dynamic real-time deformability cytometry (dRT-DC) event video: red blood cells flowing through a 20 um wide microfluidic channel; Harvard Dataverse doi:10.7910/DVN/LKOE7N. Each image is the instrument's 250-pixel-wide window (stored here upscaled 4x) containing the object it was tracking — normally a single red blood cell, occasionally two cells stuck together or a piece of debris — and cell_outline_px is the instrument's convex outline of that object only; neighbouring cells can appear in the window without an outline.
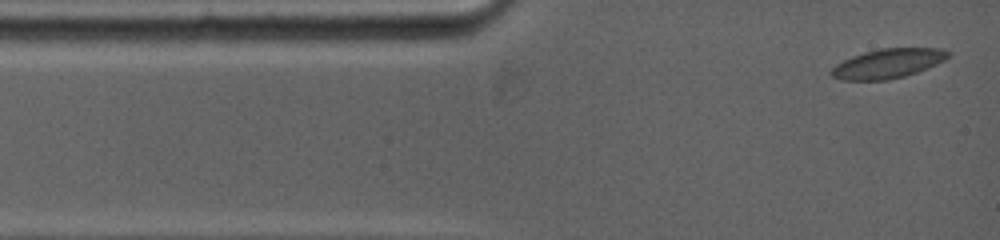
{"species": "common noctule bat (a hibernating species)", "species_latin": "Nyctalus noctula", "temperature_condition": "warm", "stored_images_in_passage": 37, "camera_frame_rate_fps": 5000, "um_per_image_px": 0.085, "animal": {"sex": "female", "body_mass_g": 19.0, "forearm_length_mm": 53.3}, "frame": {"image": 1, "passage_image": 1, "time_ms": 0.0, "image_size_px": [1000, 240], "cell_outline_px": [[948, 56], [944, 60], [928, 68], [904, 76], [888, 80], [840, 80], [832, 76], [828, 72], [836, 64], [852, 56], [864, 52], [880, 48], [944, 48], [948, 52]], "centroid_in_image_um": [75.44, 5.4], "position_along_channel_um": 9.6, "area_um2": 20.0}}
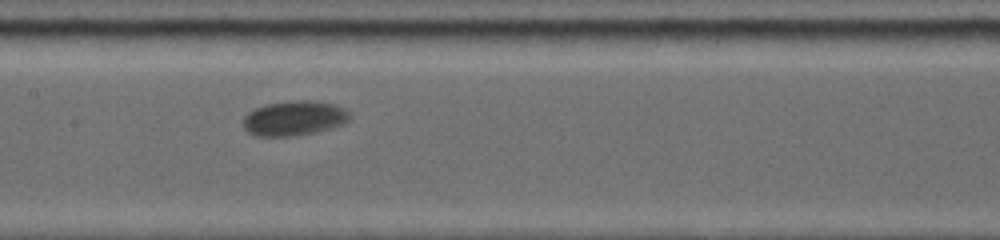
{"frame": {"image": 2, "passage_image": 16, "time_ms": 5.8, "image_size_px": [1000, 240], "cell_outline_px": [[348, 120], [344, 124], [316, 132], [292, 136], [256, 136], [248, 132], [244, 128], [244, 116], [248, 112], [256, 108], [268, 104], [296, 100], [312, 100], [336, 104], [344, 108], [348, 112]], "centroid_in_image_um": [25.01, 10.05], "position_along_channel_um": 182.4, "area_um2": 21.5}}
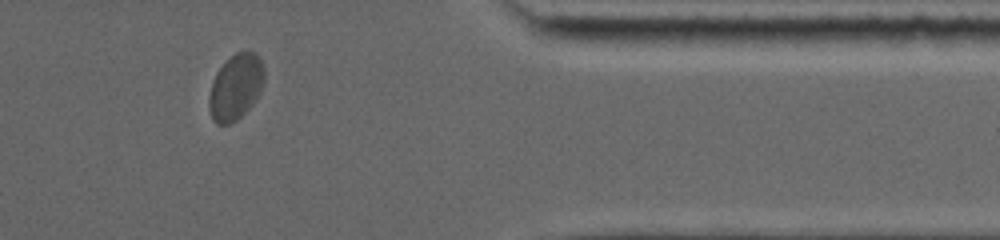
{"frame": {"image": 3, "passage_image": 32, "time_ms": 12.0, "image_size_px": [1000, 240], "cell_outline_px": [[264, 84], [260, 92], [252, 104], [236, 120], [228, 124], [216, 124], [212, 120], [208, 104], [208, 96], [212, 80], [216, 72], [236, 52], [256, 52], [260, 56], [264, 68]], "centroid_in_image_um": [20.03, 7.39], "position_along_channel_um": 391.4, "area_um2": 21.15}, "authors_computed_cell_mechanics": {"area_um2": 20.2878, "velocity_mm_per_s": 3.7111, "shape_relaxation_time_tau1_ms": 4.6849, "shape_relaxation_time_tau2_ms": null, "deformation_change_tau1": 0.1264, "deformation_change_tau2": null}}